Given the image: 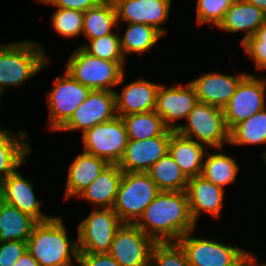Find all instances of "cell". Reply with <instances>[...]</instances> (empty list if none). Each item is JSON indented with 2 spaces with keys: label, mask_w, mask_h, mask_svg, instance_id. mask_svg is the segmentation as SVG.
<instances>
[{
  "label": "cell",
  "mask_w": 266,
  "mask_h": 266,
  "mask_svg": "<svg viewBox=\"0 0 266 266\" xmlns=\"http://www.w3.org/2000/svg\"><path fill=\"white\" fill-rule=\"evenodd\" d=\"M135 225L155 242H177L194 231L186 191H160Z\"/></svg>",
  "instance_id": "1"
},
{
  "label": "cell",
  "mask_w": 266,
  "mask_h": 266,
  "mask_svg": "<svg viewBox=\"0 0 266 266\" xmlns=\"http://www.w3.org/2000/svg\"><path fill=\"white\" fill-rule=\"evenodd\" d=\"M61 217L38 222L27 240V251L39 266H73L78 263V241L67 235Z\"/></svg>",
  "instance_id": "2"
},
{
  "label": "cell",
  "mask_w": 266,
  "mask_h": 266,
  "mask_svg": "<svg viewBox=\"0 0 266 266\" xmlns=\"http://www.w3.org/2000/svg\"><path fill=\"white\" fill-rule=\"evenodd\" d=\"M41 45L30 40L0 43V98L9 86H19L49 63Z\"/></svg>",
  "instance_id": "3"
},
{
  "label": "cell",
  "mask_w": 266,
  "mask_h": 266,
  "mask_svg": "<svg viewBox=\"0 0 266 266\" xmlns=\"http://www.w3.org/2000/svg\"><path fill=\"white\" fill-rule=\"evenodd\" d=\"M65 71L91 90L115 91L112 87L124 82V61L94 57L80 46L72 52Z\"/></svg>",
  "instance_id": "4"
},
{
  "label": "cell",
  "mask_w": 266,
  "mask_h": 266,
  "mask_svg": "<svg viewBox=\"0 0 266 266\" xmlns=\"http://www.w3.org/2000/svg\"><path fill=\"white\" fill-rule=\"evenodd\" d=\"M186 121L176 130L183 137L215 149L222 150L223 145H230V130L223 109L198 101Z\"/></svg>",
  "instance_id": "5"
},
{
  "label": "cell",
  "mask_w": 266,
  "mask_h": 266,
  "mask_svg": "<svg viewBox=\"0 0 266 266\" xmlns=\"http://www.w3.org/2000/svg\"><path fill=\"white\" fill-rule=\"evenodd\" d=\"M159 192L146 172H123L112 209L122 223L135 224Z\"/></svg>",
  "instance_id": "6"
},
{
  "label": "cell",
  "mask_w": 266,
  "mask_h": 266,
  "mask_svg": "<svg viewBox=\"0 0 266 266\" xmlns=\"http://www.w3.org/2000/svg\"><path fill=\"white\" fill-rule=\"evenodd\" d=\"M192 233L188 232L177 241L191 266H241L246 261V250L215 239L191 237Z\"/></svg>",
  "instance_id": "7"
},
{
  "label": "cell",
  "mask_w": 266,
  "mask_h": 266,
  "mask_svg": "<svg viewBox=\"0 0 266 266\" xmlns=\"http://www.w3.org/2000/svg\"><path fill=\"white\" fill-rule=\"evenodd\" d=\"M84 152L118 164L128 144V135L120 116L99 123L82 134Z\"/></svg>",
  "instance_id": "8"
},
{
  "label": "cell",
  "mask_w": 266,
  "mask_h": 266,
  "mask_svg": "<svg viewBox=\"0 0 266 266\" xmlns=\"http://www.w3.org/2000/svg\"><path fill=\"white\" fill-rule=\"evenodd\" d=\"M122 224L112 208L94 209L78 226L79 253H108Z\"/></svg>",
  "instance_id": "9"
},
{
  "label": "cell",
  "mask_w": 266,
  "mask_h": 266,
  "mask_svg": "<svg viewBox=\"0 0 266 266\" xmlns=\"http://www.w3.org/2000/svg\"><path fill=\"white\" fill-rule=\"evenodd\" d=\"M90 91L65 70L63 76H57L53 88L47 94L49 129L58 131L85 101Z\"/></svg>",
  "instance_id": "10"
},
{
  "label": "cell",
  "mask_w": 266,
  "mask_h": 266,
  "mask_svg": "<svg viewBox=\"0 0 266 266\" xmlns=\"http://www.w3.org/2000/svg\"><path fill=\"white\" fill-rule=\"evenodd\" d=\"M266 79L248 73L223 108L229 130L266 108Z\"/></svg>",
  "instance_id": "11"
},
{
  "label": "cell",
  "mask_w": 266,
  "mask_h": 266,
  "mask_svg": "<svg viewBox=\"0 0 266 266\" xmlns=\"http://www.w3.org/2000/svg\"><path fill=\"white\" fill-rule=\"evenodd\" d=\"M155 243L135 224L123 223L117 229L108 253L121 266H151Z\"/></svg>",
  "instance_id": "12"
},
{
  "label": "cell",
  "mask_w": 266,
  "mask_h": 266,
  "mask_svg": "<svg viewBox=\"0 0 266 266\" xmlns=\"http://www.w3.org/2000/svg\"><path fill=\"white\" fill-rule=\"evenodd\" d=\"M116 116L115 91L91 90L85 101L58 131L81 130L84 134L97 124Z\"/></svg>",
  "instance_id": "13"
},
{
  "label": "cell",
  "mask_w": 266,
  "mask_h": 266,
  "mask_svg": "<svg viewBox=\"0 0 266 266\" xmlns=\"http://www.w3.org/2000/svg\"><path fill=\"white\" fill-rule=\"evenodd\" d=\"M174 130L166 129L160 136L145 140H129L118 163L123 172H147L168 153L169 141Z\"/></svg>",
  "instance_id": "14"
},
{
  "label": "cell",
  "mask_w": 266,
  "mask_h": 266,
  "mask_svg": "<svg viewBox=\"0 0 266 266\" xmlns=\"http://www.w3.org/2000/svg\"><path fill=\"white\" fill-rule=\"evenodd\" d=\"M197 102L195 88L190 82L185 86L177 84L168 88L160 84L155 111L162 117L168 129L176 131L179 124H175V121L181 118L187 119Z\"/></svg>",
  "instance_id": "15"
},
{
  "label": "cell",
  "mask_w": 266,
  "mask_h": 266,
  "mask_svg": "<svg viewBox=\"0 0 266 266\" xmlns=\"http://www.w3.org/2000/svg\"><path fill=\"white\" fill-rule=\"evenodd\" d=\"M171 0H120L115 4L117 23L148 24L163 35L161 24L169 19Z\"/></svg>",
  "instance_id": "16"
},
{
  "label": "cell",
  "mask_w": 266,
  "mask_h": 266,
  "mask_svg": "<svg viewBox=\"0 0 266 266\" xmlns=\"http://www.w3.org/2000/svg\"><path fill=\"white\" fill-rule=\"evenodd\" d=\"M2 201L16 207L37 222H44L52 219L42 213L41 203L36 198L32 181L25 179L17 169L12 172L1 184Z\"/></svg>",
  "instance_id": "17"
},
{
  "label": "cell",
  "mask_w": 266,
  "mask_h": 266,
  "mask_svg": "<svg viewBox=\"0 0 266 266\" xmlns=\"http://www.w3.org/2000/svg\"><path fill=\"white\" fill-rule=\"evenodd\" d=\"M248 73L237 76L210 72L191 80L196 91L197 100L223 109L234 95L240 81Z\"/></svg>",
  "instance_id": "18"
},
{
  "label": "cell",
  "mask_w": 266,
  "mask_h": 266,
  "mask_svg": "<svg viewBox=\"0 0 266 266\" xmlns=\"http://www.w3.org/2000/svg\"><path fill=\"white\" fill-rule=\"evenodd\" d=\"M185 191L188 197L190 213L195 223L201 212H206L214 218L220 217L225 189L198 175L188 179Z\"/></svg>",
  "instance_id": "19"
},
{
  "label": "cell",
  "mask_w": 266,
  "mask_h": 266,
  "mask_svg": "<svg viewBox=\"0 0 266 266\" xmlns=\"http://www.w3.org/2000/svg\"><path fill=\"white\" fill-rule=\"evenodd\" d=\"M159 87V83L140 78L128 83L120 94L115 91L117 116L155 110Z\"/></svg>",
  "instance_id": "20"
},
{
  "label": "cell",
  "mask_w": 266,
  "mask_h": 266,
  "mask_svg": "<svg viewBox=\"0 0 266 266\" xmlns=\"http://www.w3.org/2000/svg\"><path fill=\"white\" fill-rule=\"evenodd\" d=\"M109 165L100 157L82 152L71 162L65 187V200L77 197Z\"/></svg>",
  "instance_id": "21"
},
{
  "label": "cell",
  "mask_w": 266,
  "mask_h": 266,
  "mask_svg": "<svg viewBox=\"0 0 266 266\" xmlns=\"http://www.w3.org/2000/svg\"><path fill=\"white\" fill-rule=\"evenodd\" d=\"M266 22V13L246 0H235L226 11L223 20L217 26L226 32L244 31L245 36L241 44Z\"/></svg>",
  "instance_id": "22"
},
{
  "label": "cell",
  "mask_w": 266,
  "mask_h": 266,
  "mask_svg": "<svg viewBox=\"0 0 266 266\" xmlns=\"http://www.w3.org/2000/svg\"><path fill=\"white\" fill-rule=\"evenodd\" d=\"M206 146L183 137L177 131L171 134L168 152L187 179L201 175Z\"/></svg>",
  "instance_id": "23"
},
{
  "label": "cell",
  "mask_w": 266,
  "mask_h": 266,
  "mask_svg": "<svg viewBox=\"0 0 266 266\" xmlns=\"http://www.w3.org/2000/svg\"><path fill=\"white\" fill-rule=\"evenodd\" d=\"M122 176L123 171L118 164H109L77 197L90 202L98 209L112 208Z\"/></svg>",
  "instance_id": "24"
},
{
  "label": "cell",
  "mask_w": 266,
  "mask_h": 266,
  "mask_svg": "<svg viewBox=\"0 0 266 266\" xmlns=\"http://www.w3.org/2000/svg\"><path fill=\"white\" fill-rule=\"evenodd\" d=\"M18 136L17 133L15 135L13 131L0 127V184L23 163H26V157L30 154V141H25L28 138L27 133L19 130Z\"/></svg>",
  "instance_id": "25"
},
{
  "label": "cell",
  "mask_w": 266,
  "mask_h": 266,
  "mask_svg": "<svg viewBox=\"0 0 266 266\" xmlns=\"http://www.w3.org/2000/svg\"><path fill=\"white\" fill-rule=\"evenodd\" d=\"M38 222L4 201L0 203V242H27Z\"/></svg>",
  "instance_id": "26"
},
{
  "label": "cell",
  "mask_w": 266,
  "mask_h": 266,
  "mask_svg": "<svg viewBox=\"0 0 266 266\" xmlns=\"http://www.w3.org/2000/svg\"><path fill=\"white\" fill-rule=\"evenodd\" d=\"M117 11L115 5L105 1L101 5L89 8L84 12L83 32L88 40L113 33L117 27Z\"/></svg>",
  "instance_id": "27"
},
{
  "label": "cell",
  "mask_w": 266,
  "mask_h": 266,
  "mask_svg": "<svg viewBox=\"0 0 266 266\" xmlns=\"http://www.w3.org/2000/svg\"><path fill=\"white\" fill-rule=\"evenodd\" d=\"M160 191H185L188 179L169 154H165L146 172Z\"/></svg>",
  "instance_id": "28"
},
{
  "label": "cell",
  "mask_w": 266,
  "mask_h": 266,
  "mask_svg": "<svg viewBox=\"0 0 266 266\" xmlns=\"http://www.w3.org/2000/svg\"><path fill=\"white\" fill-rule=\"evenodd\" d=\"M206 155L201 176L222 189L226 185L236 182L239 171L236 159L221 152L213 154L207 152Z\"/></svg>",
  "instance_id": "29"
},
{
  "label": "cell",
  "mask_w": 266,
  "mask_h": 266,
  "mask_svg": "<svg viewBox=\"0 0 266 266\" xmlns=\"http://www.w3.org/2000/svg\"><path fill=\"white\" fill-rule=\"evenodd\" d=\"M129 140H145L160 136L167 127L155 110L121 117Z\"/></svg>",
  "instance_id": "30"
},
{
  "label": "cell",
  "mask_w": 266,
  "mask_h": 266,
  "mask_svg": "<svg viewBox=\"0 0 266 266\" xmlns=\"http://www.w3.org/2000/svg\"><path fill=\"white\" fill-rule=\"evenodd\" d=\"M163 34L148 24L128 23L123 36H120L121 49L126 59L127 54L150 50Z\"/></svg>",
  "instance_id": "31"
},
{
  "label": "cell",
  "mask_w": 266,
  "mask_h": 266,
  "mask_svg": "<svg viewBox=\"0 0 266 266\" xmlns=\"http://www.w3.org/2000/svg\"><path fill=\"white\" fill-rule=\"evenodd\" d=\"M266 143V108L255 113L247 120L236 124L230 130L231 145H256ZM266 156V151L262 153Z\"/></svg>",
  "instance_id": "32"
},
{
  "label": "cell",
  "mask_w": 266,
  "mask_h": 266,
  "mask_svg": "<svg viewBox=\"0 0 266 266\" xmlns=\"http://www.w3.org/2000/svg\"><path fill=\"white\" fill-rule=\"evenodd\" d=\"M89 41L90 44L80 46L89 55L110 61L125 60L121 49L120 35L115 33V31Z\"/></svg>",
  "instance_id": "33"
},
{
  "label": "cell",
  "mask_w": 266,
  "mask_h": 266,
  "mask_svg": "<svg viewBox=\"0 0 266 266\" xmlns=\"http://www.w3.org/2000/svg\"><path fill=\"white\" fill-rule=\"evenodd\" d=\"M84 12L74 9L56 8L51 17L53 29L66 38H76L83 32Z\"/></svg>",
  "instance_id": "34"
},
{
  "label": "cell",
  "mask_w": 266,
  "mask_h": 266,
  "mask_svg": "<svg viewBox=\"0 0 266 266\" xmlns=\"http://www.w3.org/2000/svg\"><path fill=\"white\" fill-rule=\"evenodd\" d=\"M151 266H191L178 242H156L151 252Z\"/></svg>",
  "instance_id": "35"
},
{
  "label": "cell",
  "mask_w": 266,
  "mask_h": 266,
  "mask_svg": "<svg viewBox=\"0 0 266 266\" xmlns=\"http://www.w3.org/2000/svg\"><path fill=\"white\" fill-rule=\"evenodd\" d=\"M235 0H198L197 24H212L217 27L223 20L226 11Z\"/></svg>",
  "instance_id": "36"
},
{
  "label": "cell",
  "mask_w": 266,
  "mask_h": 266,
  "mask_svg": "<svg viewBox=\"0 0 266 266\" xmlns=\"http://www.w3.org/2000/svg\"><path fill=\"white\" fill-rule=\"evenodd\" d=\"M241 45L245 53L254 61L257 70L266 69V22Z\"/></svg>",
  "instance_id": "37"
},
{
  "label": "cell",
  "mask_w": 266,
  "mask_h": 266,
  "mask_svg": "<svg viewBox=\"0 0 266 266\" xmlns=\"http://www.w3.org/2000/svg\"><path fill=\"white\" fill-rule=\"evenodd\" d=\"M27 251V242H0V266H15L18 259Z\"/></svg>",
  "instance_id": "38"
},
{
  "label": "cell",
  "mask_w": 266,
  "mask_h": 266,
  "mask_svg": "<svg viewBox=\"0 0 266 266\" xmlns=\"http://www.w3.org/2000/svg\"><path fill=\"white\" fill-rule=\"evenodd\" d=\"M56 8L74 9L85 12L89 8L101 5L106 0H36Z\"/></svg>",
  "instance_id": "39"
},
{
  "label": "cell",
  "mask_w": 266,
  "mask_h": 266,
  "mask_svg": "<svg viewBox=\"0 0 266 266\" xmlns=\"http://www.w3.org/2000/svg\"><path fill=\"white\" fill-rule=\"evenodd\" d=\"M78 266H121L109 253H79Z\"/></svg>",
  "instance_id": "40"
},
{
  "label": "cell",
  "mask_w": 266,
  "mask_h": 266,
  "mask_svg": "<svg viewBox=\"0 0 266 266\" xmlns=\"http://www.w3.org/2000/svg\"><path fill=\"white\" fill-rule=\"evenodd\" d=\"M15 266H39V263L33 256L26 251L17 261Z\"/></svg>",
  "instance_id": "41"
},
{
  "label": "cell",
  "mask_w": 266,
  "mask_h": 266,
  "mask_svg": "<svg viewBox=\"0 0 266 266\" xmlns=\"http://www.w3.org/2000/svg\"><path fill=\"white\" fill-rule=\"evenodd\" d=\"M266 13V0H246Z\"/></svg>",
  "instance_id": "42"
},
{
  "label": "cell",
  "mask_w": 266,
  "mask_h": 266,
  "mask_svg": "<svg viewBox=\"0 0 266 266\" xmlns=\"http://www.w3.org/2000/svg\"><path fill=\"white\" fill-rule=\"evenodd\" d=\"M249 266H266L265 264L262 265H257V260L256 258L253 256V254H251L250 252H248L247 257H246V261H245Z\"/></svg>",
  "instance_id": "43"
},
{
  "label": "cell",
  "mask_w": 266,
  "mask_h": 266,
  "mask_svg": "<svg viewBox=\"0 0 266 266\" xmlns=\"http://www.w3.org/2000/svg\"><path fill=\"white\" fill-rule=\"evenodd\" d=\"M107 2H110L111 4L115 5L120 0H106Z\"/></svg>",
  "instance_id": "44"
},
{
  "label": "cell",
  "mask_w": 266,
  "mask_h": 266,
  "mask_svg": "<svg viewBox=\"0 0 266 266\" xmlns=\"http://www.w3.org/2000/svg\"><path fill=\"white\" fill-rule=\"evenodd\" d=\"M2 202V196H1V186H0V203Z\"/></svg>",
  "instance_id": "45"
},
{
  "label": "cell",
  "mask_w": 266,
  "mask_h": 266,
  "mask_svg": "<svg viewBox=\"0 0 266 266\" xmlns=\"http://www.w3.org/2000/svg\"><path fill=\"white\" fill-rule=\"evenodd\" d=\"M263 162L265 163L266 165V156L264 158H262Z\"/></svg>",
  "instance_id": "46"
},
{
  "label": "cell",
  "mask_w": 266,
  "mask_h": 266,
  "mask_svg": "<svg viewBox=\"0 0 266 266\" xmlns=\"http://www.w3.org/2000/svg\"><path fill=\"white\" fill-rule=\"evenodd\" d=\"M241 266H249L246 262H244Z\"/></svg>",
  "instance_id": "47"
}]
</instances>
